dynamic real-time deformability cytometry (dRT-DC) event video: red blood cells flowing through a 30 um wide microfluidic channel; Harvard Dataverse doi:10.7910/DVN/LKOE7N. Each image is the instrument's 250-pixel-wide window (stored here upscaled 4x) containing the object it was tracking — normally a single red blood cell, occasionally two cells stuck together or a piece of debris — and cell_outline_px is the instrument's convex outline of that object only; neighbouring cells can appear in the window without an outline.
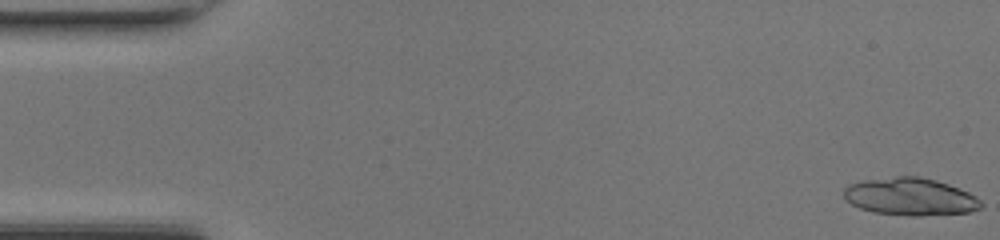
{"species": "common noctule bat (a hibernating species)", "species_latin": "Nyctalus noctula", "temperature_condition": "room temperature", "stored_images_in_passage": 22, "camera_frame_rate_fps": 3000, "um_per_image_px": 0.085, "animal": {"sex": "female", "body_mass_g": 17.0, "forearm_length_mm": 48.0}, "frame": {"image": 1, "passage_image": 1, "time_ms": 0.0, "image_size_px": [1000, 240], "cell_outline_px": [[984, 204], [980, 208], [968, 212], [920, 216], [908, 216], [872, 212], [860, 208], [844, 200], [844, 188], [848, 184], [864, 180], [896, 176], [920, 176], [936, 180], [960, 188], [976, 196]], "centroid_in_image_um": [77.36, 16.72], "position_along_channel_um": 7.6, "area_um2": 30.23}}
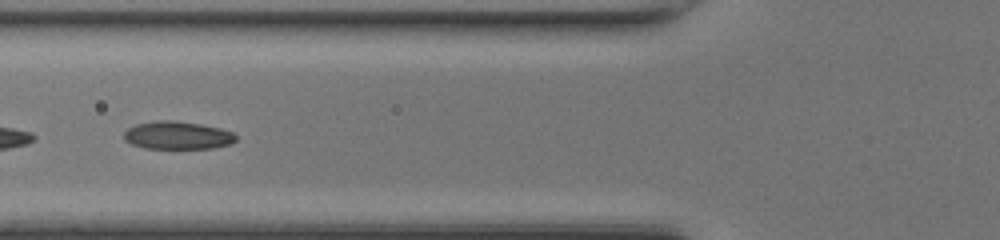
{"frame": {"image": 2, "passage_image": 19, "time_ms": 6.0, "image_size_px": [1000, 240], "cell_outline_px": [[236, 140], [232, 144], [212, 148], [144, 148], [132, 144], [124, 140], [124, 132], [128, 128], [136, 124], [156, 120], [176, 120], [200, 124], [220, 128], [232, 132], [236, 136]], "centroid_in_image_um": [15.08, 11.5], "position_along_channel_um": 110.7, "area_um2": 18.26}}